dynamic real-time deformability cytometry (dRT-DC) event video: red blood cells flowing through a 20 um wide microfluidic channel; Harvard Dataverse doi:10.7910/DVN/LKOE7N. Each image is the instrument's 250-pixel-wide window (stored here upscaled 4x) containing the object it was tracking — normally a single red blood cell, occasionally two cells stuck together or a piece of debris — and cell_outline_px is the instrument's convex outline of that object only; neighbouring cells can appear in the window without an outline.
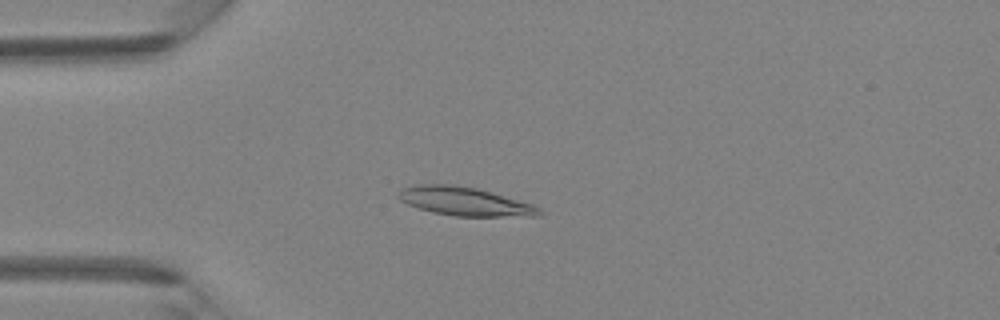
{"species": "Egyptian fruit bat (a non-hibernating species)", "species_latin": "Rousettus aegyptiacus", "temperature_condition": "room temperature", "stored_images_in_passage": 44, "camera_frame_rate_fps": 3000, "um_per_image_px": 0.085, "animal": {"sex": "female"}, "frame": {"image": 1, "passage_image": 11, "time_ms": 3.333, "image_size_px": [1000, 320], "cell_outline_px": [[544, 212], [540, 216], [456, 216], [432, 212], [408, 204], [400, 200], [396, 196], [396, 192], [400, 188], [416, 184], [452, 184], [476, 188], [532, 204], [540, 208]], "centroid_in_image_um": [39.46, 17.11], "position_along_channel_um": 45.5, "area_um2": 23.47}}
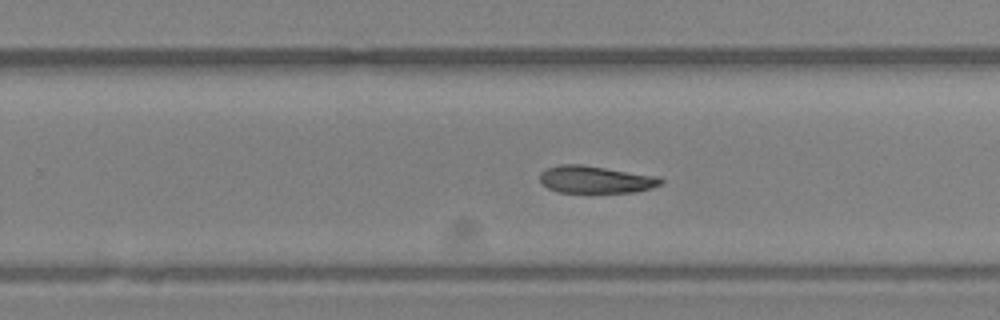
{"frame": {"image": 2, "passage_image": 28, "time_ms": 9.0, "image_size_px": [1000, 320], "cell_outline_px": [[664, 184], [652, 188], [632, 192], [560, 192], [548, 188], [540, 180], [540, 172], [548, 168], [560, 164], [584, 164], [660, 176], [664, 180]], "centroid_in_image_um": [50.69, 15.24], "position_along_channel_um": 279.1, "area_um2": 19.42}}
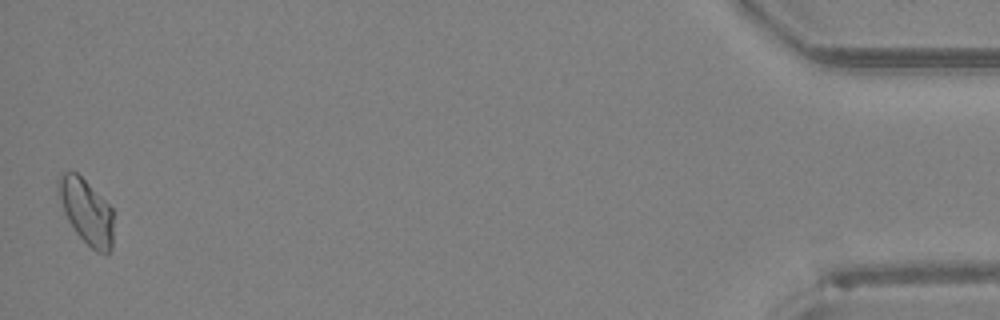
{"frame": {"image": 3, "passage_image": 44, "time_ms": 14.333, "image_size_px": [1000, 320], "cell_outline_px": [[112, 248], [108, 252], [96, 252], [76, 232], [68, 220], [64, 212], [56, 188], [56, 180], [60, 172], [76, 172], [112, 208]], "centroid_in_image_um": [7.3, 17.94], "position_along_channel_um": 427.9, "area_um2": 20.52}}